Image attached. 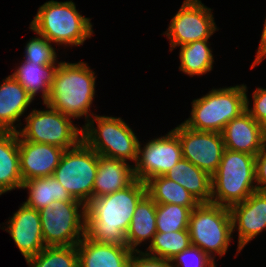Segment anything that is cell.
Segmentation results:
<instances>
[{"instance_id":"20","label":"cell","mask_w":266,"mask_h":267,"mask_svg":"<svg viewBox=\"0 0 266 267\" xmlns=\"http://www.w3.org/2000/svg\"><path fill=\"white\" fill-rule=\"evenodd\" d=\"M134 180L133 165L98 154V168L93 186V197L112 194L126 188Z\"/></svg>"},{"instance_id":"21","label":"cell","mask_w":266,"mask_h":267,"mask_svg":"<svg viewBox=\"0 0 266 267\" xmlns=\"http://www.w3.org/2000/svg\"><path fill=\"white\" fill-rule=\"evenodd\" d=\"M22 185L18 133L0 131V196L15 189L21 190Z\"/></svg>"},{"instance_id":"10","label":"cell","mask_w":266,"mask_h":267,"mask_svg":"<svg viewBox=\"0 0 266 267\" xmlns=\"http://www.w3.org/2000/svg\"><path fill=\"white\" fill-rule=\"evenodd\" d=\"M39 215L46 246L77 245L85 236L86 206L80 201H53Z\"/></svg>"},{"instance_id":"11","label":"cell","mask_w":266,"mask_h":267,"mask_svg":"<svg viewBox=\"0 0 266 267\" xmlns=\"http://www.w3.org/2000/svg\"><path fill=\"white\" fill-rule=\"evenodd\" d=\"M218 28L213 9L205 6L201 0H184L161 35H165L169 40V52H172L185 44L210 40L212 35L219 31Z\"/></svg>"},{"instance_id":"2","label":"cell","mask_w":266,"mask_h":267,"mask_svg":"<svg viewBox=\"0 0 266 267\" xmlns=\"http://www.w3.org/2000/svg\"><path fill=\"white\" fill-rule=\"evenodd\" d=\"M97 78L96 72L85 61L61 60L55 68L45 104L72 119L83 117L85 125L95 115L91 108L96 97Z\"/></svg>"},{"instance_id":"15","label":"cell","mask_w":266,"mask_h":267,"mask_svg":"<svg viewBox=\"0 0 266 267\" xmlns=\"http://www.w3.org/2000/svg\"><path fill=\"white\" fill-rule=\"evenodd\" d=\"M6 223V224H5ZM1 229L9 233L25 260L34 257L46 247L39 211L24 203L7 219Z\"/></svg>"},{"instance_id":"24","label":"cell","mask_w":266,"mask_h":267,"mask_svg":"<svg viewBox=\"0 0 266 267\" xmlns=\"http://www.w3.org/2000/svg\"><path fill=\"white\" fill-rule=\"evenodd\" d=\"M14 72L11 74L27 91V93L36 100L40 94L42 103L48 99L52 78L57 65H41L40 63L22 60L17 63Z\"/></svg>"},{"instance_id":"28","label":"cell","mask_w":266,"mask_h":267,"mask_svg":"<svg viewBox=\"0 0 266 267\" xmlns=\"http://www.w3.org/2000/svg\"><path fill=\"white\" fill-rule=\"evenodd\" d=\"M191 245L189 229L176 232H157L144 251L146 254L171 260Z\"/></svg>"},{"instance_id":"23","label":"cell","mask_w":266,"mask_h":267,"mask_svg":"<svg viewBox=\"0 0 266 267\" xmlns=\"http://www.w3.org/2000/svg\"><path fill=\"white\" fill-rule=\"evenodd\" d=\"M164 176L186 188L200 203L211 202V176L187 159L182 158Z\"/></svg>"},{"instance_id":"34","label":"cell","mask_w":266,"mask_h":267,"mask_svg":"<svg viewBox=\"0 0 266 267\" xmlns=\"http://www.w3.org/2000/svg\"><path fill=\"white\" fill-rule=\"evenodd\" d=\"M130 267H172L171 261L154 257L140 250L133 253Z\"/></svg>"},{"instance_id":"31","label":"cell","mask_w":266,"mask_h":267,"mask_svg":"<svg viewBox=\"0 0 266 267\" xmlns=\"http://www.w3.org/2000/svg\"><path fill=\"white\" fill-rule=\"evenodd\" d=\"M36 36L30 38L25 43L23 52V60L40 63L41 65H58V52L53 47V43L49 42L45 37L35 32L30 26L28 27Z\"/></svg>"},{"instance_id":"22","label":"cell","mask_w":266,"mask_h":267,"mask_svg":"<svg viewBox=\"0 0 266 267\" xmlns=\"http://www.w3.org/2000/svg\"><path fill=\"white\" fill-rule=\"evenodd\" d=\"M156 202L146 194L137 204L126 233L127 246L134 252L150 244L156 229ZM144 242V243H143Z\"/></svg>"},{"instance_id":"19","label":"cell","mask_w":266,"mask_h":267,"mask_svg":"<svg viewBox=\"0 0 266 267\" xmlns=\"http://www.w3.org/2000/svg\"><path fill=\"white\" fill-rule=\"evenodd\" d=\"M77 250L79 267H130L134 253L128 246L98 243L86 235Z\"/></svg>"},{"instance_id":"5","label":"cell","mask_w":266,"mask_h":267,"mask_svg":"<svg viewBox=\"0 0 266 267\" xmlns=\"http://www.w3.org/2000/svg\"><path fill=\"white\" fill-rule=\"evenodd\" d=\"M255 157L225 148L219 167L211 176V203L230 208L257 191Z\"/></svg>"},{"instance_id":"29","label":"cell","mask_w":266,"mask_h":267,"mask_svg":"<svg viewBox=\"0 0 266 267\" xmlns=\"http://www.w3.org/2000/svg\"><path fill=\"white\" fill-rule=\"evenodd\" d=\"M25 261L28 267H79L77 245L46 246Z\"/></svg>"},{"instance_id":"27","label":"cell","mask_w":266,"mask_h":267,"mask_svg":"<svg viewBox=\"0 0 266 267\" xmlns=\"http://www.w3.org/2000/svg\"><path fill=\"white\" fill-rule=\"evenodd\" d=\"M145 184L147 194L157 204H176L192 211L200 203L186 188L164 175L152 177Z\"/></svg>"},{"instance_id":"30","label":"cell","mask_w":266,"mask_h":267,"mask_svg":"<svg viewBox=\"0 0 266 267\" xmlns=\"http://www.w3.org/2000/svg\"><path fill=\"white\" fill-rule=\"evenodd\" d=\"M191 210L176 204H156L157 232H176L189 227Z\"/></svg>"},{"instance_id":"18","label":"cell","mask_w":266,"mask_h":267,"mask_svg":"<svg viewBox=\"0 0 266 267\" xmlns=\"http://www.w3.org/2000/svg\"><path fill=\"white\" fill-rule=\"evenodd\" d=\"M34 99L10 74L0 81V131L17 132Z\"/></svg>"},{"instance_id":"32","label":"cell","mask_w":266,"mask_h":267,"mask_svg":"<svg viewBox=\"0 0 266 267\" xmlns=\"http://www.w3.org/2000/svg\"><path fill=\"white\" fill-rule=\"evenodd\" d=\"M172 267H217V263L196 246L190 245L174 256Z\"/></svg>"},{"instance_id":"8","label":"cell","mask_w":266,"mask_h":267,"mask_svg":"<svg viewBox=\"0 0 266 267\" xmlns=\"http://www.w3.org/2000/svg\"><path fill=\"white\" fill-rule=\"evenodd\" d=\"M42 104L46 108H33L30 113L26 112L25 123L17 131L18 136L23 140L51 144L65 150L77 146L82 141L83 127L49 105Z\"/></svg>"},{"instance_id":"16","label":"cell","mask_w":266,"mask_h":267,"mask_svg":"<svg viewBox=\"0 0 266 267\" xmlns=\"http://www.w3.org/2000/svg\"><path fill=\"white\" fill-rule=\"evenodd\" d=\"M20 172L23 182L52 176L65 149L58 146L23 140L18 136Z\"/></svg>"},{"instance_id":"13","label":"cell","mask_w":266,"mask_h":267,"mask_svg":"<svg viewBox=\"0 0 266 267\" xmlns=\"http://www.w3.org/2000/svg\"><path fill=\"white\" fill-rule=\"evenodd\" d=\"M172 130L181 142L183 158L212 176L217 171L225 150L222 134L196 131L183 123Z\"/></svg>"},{"instance_id":"36","label":"cell","mask_w":266,"mask_h":267,"mask_svg":"<svg viewBox=\"0 0 266 267\" xmlns=\"http://www.w3.org/2000/svg\"><path fill=\"white\" fill-rule=\"evenodd\" d=\"M256 55L254 58V61L251 63V69H255L254 67L260 65L263 60L266 58V17L264 20L262 32H261V37H260V42L259 46L257 47L256 50Z\"/></svg>"},{"instance_id":"4","label":"cell","mask_w":266,"mask_h":267,"mask_svg":"<svg viewBox=\"0 0 266 267\" xmlns=\"http://www.w3.org/2000/svg\"><path fill=\"white\" fill-rule=\"evenodd\" d=\"M246 84L212 88L193 99L190 116L182 123L196 131L221 133L225 125L246 110Z\"/></svg>"},{"instance_id":"35","label":"cell","mask_w":266,"mask_h":267,"mask_svg":"<svg viewBox=\"0 0 266 267\" xmlns=\"http://www.w3.org/2000/svg\"><path fill=\"white\" fill-rule=\"evenodd\" d=\"M256 188L266 192V146L255 157Z\"/></svg>"},{"instance_id":"1","label":"cell","mask_w":266,"mask_h":267,"mask_svg":"<svg viewBox=\"0 0 266 267\" xmlns=\"http://www.w3.org/2000/svg\"><path fill=\"white\" fill-rule=\"evenodd\" d=\"M146 184L135 179L112 194L93 197L86 205L85 235L98 243L127 246L126 233Z\"/></svg>"},{"instance_id":"25","label":"cell","mask_w":266,"mask_h":267,"mask_svg":"<svg viewBox=\"0 0 266 267\" xmlns=\"http://www.w3.org/2000/svg\"><path fill=\"white\" fill-rule=\"evenodd\" d=\"M21 190H28L27 199L23 203L37 211L50 206L53 201H78L54 176L29 179L23 182Z\"/></svg>"},{"instance_id":"6","label":"cell","mask_w":266,"mask_h":267,"mask_svg":"<svg viewBox=\"0 0 266 267\" xmlns=\"http://www.w3.org/2000/svg\"><path fill=\"white\" fill-rule=\"evenodd\" d=\"M126 122L121 117L95 114L82 125V140L99 155L134 166L140 138Z\"/></svg>"},{"instance_id":"3","label":"cell","mask_w":266,"mask_h":267,"mask_svg":"<svg viewBox=\"0 0 266 267\" xmlns=\"http://www.w3.org/2000/svg\"><path fill=\"white\" fill-rule=\"evenodd\" d=\"M57 47L83 46L93 37L91 18L83 16L75 2L50 0L42 4L29 25Z\"/></svg>"},{"instance_id":"17","label":"cell","mask_w":266,"mask_h":267,"mask_svg":"<svg viewBox=\"0 0 266 267\" xmlns=\"http://www.w3.org/2000/svg\"><path fill=\"white\" fill-rule=\"evenodd\" d=\"M226 149L256 156L266 146V130L245 110L221 132Z\"/></svg>"},{"instance_id":"9","label":"cell","mask_w":266,"mask_h":267,"mask_svg":"<svg viewBox=\"0 0 266 267\" xmlns=\"http://www.w3.org/2000/svg\"><path fill=\"white\" fill-rule=\"evenodd\" d=\"M97 168L98 153L82 140L77 146L64 151L52 176L73 199L86 206L93 198Z\"/></svg>"},{"instance_id":"14","label":"cell","mask_w":266,"mask_h":267,"mask_svg":"<svg viewBox=\"0 0 266 267\" xmlns=\"http://www.w3.org/2000/svg\"><path fill=\"white\" fill-rule=\"evenodd\" d=\"M232 217L233 238L237 234V255L253 239H256L263 231H266V192L256 191L245 201L232 205L230 208Z\"/></svg>"},{"instance_id":"26","label":"cell","mask_w":266,"mask_h":267,"mask_svg":"<svg viewBox=\"0 0 266 267\" xmlns=\"http://www.w3.org/2000/svg\"><path fill=\"white\" fill-rule=\"evenodd\" d=\"M210 45L209 40H200L179 46V71L190 77L211 73L215 59Z\"/></svg>"},{"instance_id":"33","label":"cell","mask_w":266,"mask_h":267,"mask_svg":"<svg viewBox=\"0 0 266 267\" xmlns=\"http://www.w3.org/2000/svg\"><path fill=\"white\" fill-rule=\"evenodd\" d=\"M251 98L253 100L252 103L250 102L251 99L248 98L246 85V111L266 130V88L257 87L252 92Z\"/></svg>"},{"instance_id":"7","label":"cell","mask_w":266,"mask_h":267,"mask_svg":"<svg viewBox=\"0 0 266 267\" xmlns=\"http://www.w3.org/2000/svg\"><path fill=\"white\" fill-rule=\"evenodd\" d=\"M188 229L191 245L215 262L226 255L230 243L234 242L230 209L211 202L199 203L191 211Z\"/></svg>"},{"instance_id":"12","label":"cell","mask_w":266,"mask_h":267,"mask_svg":"<svg viewBox=\"0 0 266 267\" xmlns=\"http://www.w3.org/2000/svg\"><path fill=\"white\" fill-rule=\"evenodd\" d=\"M146 142L139 141L138 157L133 166L135 179L144 183L152 177L165 175L183 158L181 142L172 129Z\"/></svg>"}]
</instances>
